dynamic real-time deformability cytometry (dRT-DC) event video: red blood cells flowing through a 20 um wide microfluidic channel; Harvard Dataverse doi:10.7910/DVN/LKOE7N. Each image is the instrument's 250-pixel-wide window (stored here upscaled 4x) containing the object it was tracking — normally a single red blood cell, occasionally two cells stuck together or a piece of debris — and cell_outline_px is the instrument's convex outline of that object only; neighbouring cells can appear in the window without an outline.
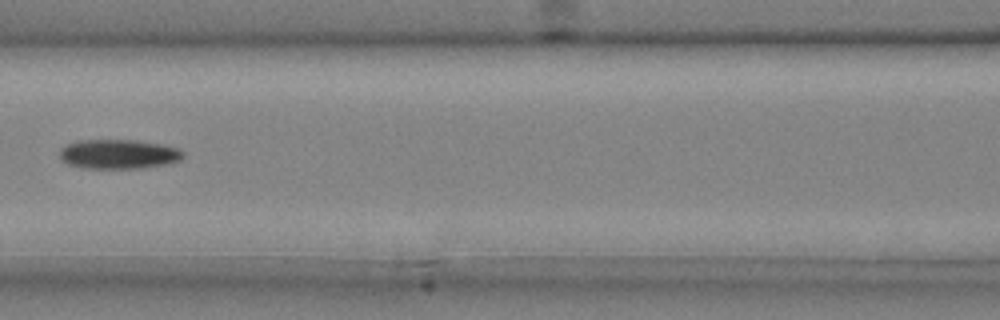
{"species": "common noctule bat (a hibernating species)", "species_latin": "Nyctalus noctula", "temperature_condition": "cold", "stored_images_in_passage": 6, "camera_frame_rate_fps": 3000, "um_per_image_px": 0.085, "animal": {"sex": "male", "body_mass_g": 20.4}, "frame": {"image": 1, "passage_image": 5, "time_ms": 1.333, "image_size_px": [1000, 320], "cell_outline_px": [[184, 156], [180, 160], [164, 164], [140, 168], [84, 168], [68, 164], [60, 160], [60, 148], [76, 140], [136, 140], [160, 144], [180, 148], [184, 152]], "centroid_in_image_um": [10.06, 13.09], "position_along_channel_um": 156.5, "area_um2": 21.21}}
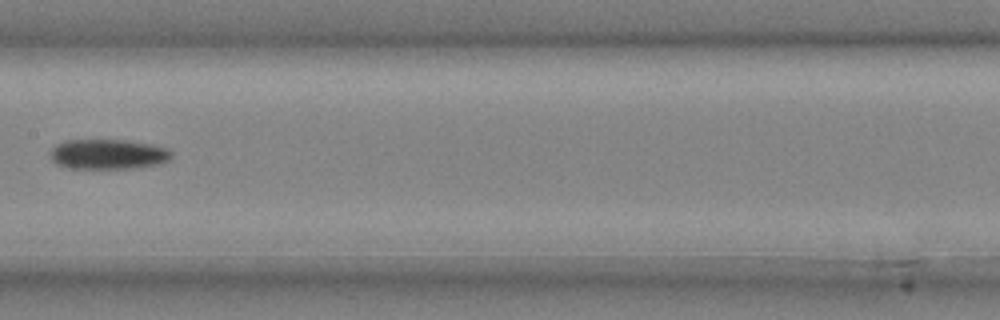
{"frame": {"image": 2, "passage_image": 6, "time_ms": 1.667, "image_size_px": [1000, 320], "cell_outline_px": [[172, 156], [168, 160], [160, 164], [136, 168], [68, 168], [56, 164], [52, 160], [48, 152], [56, 144], [68, 140], [120, 140], [148, 144], [168, 148], [172, 152]], "centroid_in_image_um": [9.16, 13.12], "position_along_channel_um": 198.2, "area_um2": 21.21}}